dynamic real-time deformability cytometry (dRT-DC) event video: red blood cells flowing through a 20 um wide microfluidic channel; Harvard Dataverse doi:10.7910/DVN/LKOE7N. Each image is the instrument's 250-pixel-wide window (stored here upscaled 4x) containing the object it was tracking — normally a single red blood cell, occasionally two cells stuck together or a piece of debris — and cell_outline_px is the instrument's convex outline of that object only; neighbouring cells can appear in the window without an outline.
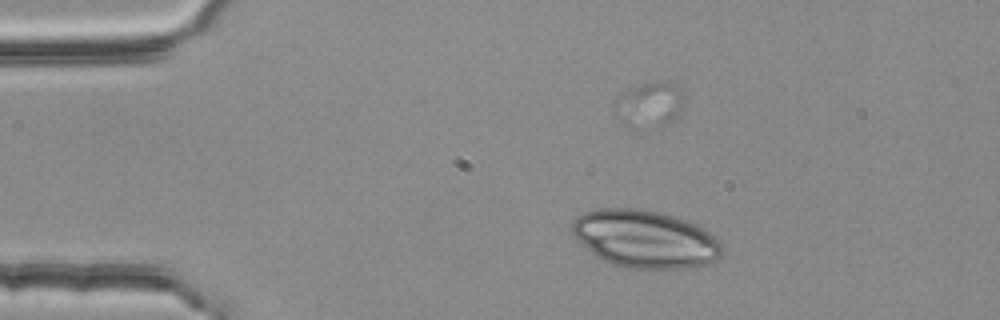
{"species": "common noctule bat (a hibernating species)", "species_latin": "Nyctalus noctula", "temperature_condition": "room temperature", "stored_images_in_passage": 3, "camera_frame_rate_fps": 3000, "um_per_image_px": 0.085, "animal": {"sex": "female", "body_mass_g": 25.1}, "frame": {"image": 1, "passage_image": 1, "time_ms": 0.0, "image_size_px": [1000, 320], "cell_outline_px": [[724, 248], [720, 256], [716, 260], [704, 264], [684, 268], [632, 268], [612, 264], [600, 260], [572, 232], [572, 220], [576, 216], [584, 212], [600, 208], [636, 208], [664, 212], [696, 224], [704, 228]], "centroid_in_image_um": [54.82, 20.29], "position_along_channel_um": 30.2, "area_um2": 50.11}}